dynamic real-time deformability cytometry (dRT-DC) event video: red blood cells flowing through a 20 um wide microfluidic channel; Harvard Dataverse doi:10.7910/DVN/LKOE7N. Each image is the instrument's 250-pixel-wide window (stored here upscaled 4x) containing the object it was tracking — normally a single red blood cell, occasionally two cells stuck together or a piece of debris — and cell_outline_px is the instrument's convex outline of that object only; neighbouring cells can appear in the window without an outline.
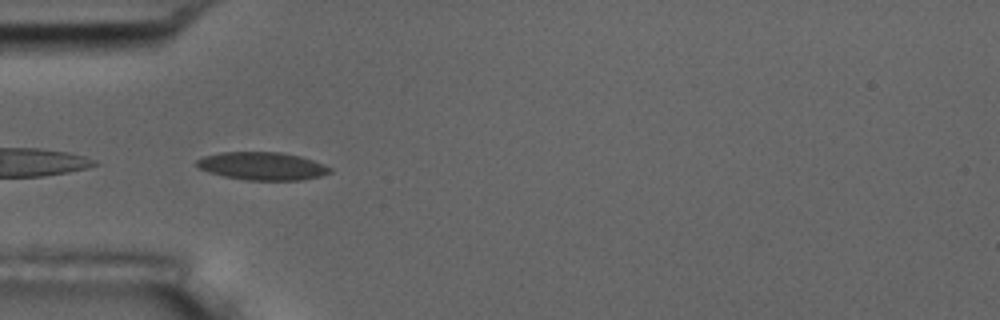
{"species": "common noctule bat (a hibernating species)", "species_latin": "Nyctalus noctula", "temperature_condition": "room temperature", "stored_images_in_passage": 6, "camera_frame_rate_fps": 3000, "um_per_image_px": 0.085, "animal": {"sex": "male", "body_mass_g": 17.5, "forearm_length_mm": 52.3}, "frame": {"image": 1, "passage_image": 5, "time_ms": 4.667, "image_size_px": [1000, 320], "cell_outline_px": [[332, 172], [320, 176], [300, 180], [244, 180], [224, 176], [208, 172], [200, 168], [196, 164], [196, 160], [204, 156], [220, 152], [280, 152], [300, 156], [324, 164], [332, 168]], "centroid_in_image_um": [22.3, 14.11], "position_along_channel_um": 62.7, "area_um2": 21.68}}